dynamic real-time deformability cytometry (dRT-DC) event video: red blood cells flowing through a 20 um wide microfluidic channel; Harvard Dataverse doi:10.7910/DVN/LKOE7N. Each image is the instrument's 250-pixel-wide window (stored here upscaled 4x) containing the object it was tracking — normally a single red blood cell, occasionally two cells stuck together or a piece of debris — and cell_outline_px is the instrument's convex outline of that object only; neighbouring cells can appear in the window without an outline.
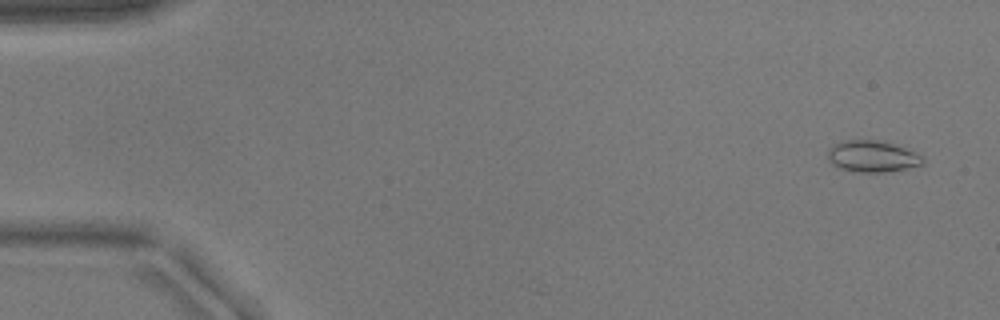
{"species": "common noctule bat (a hibernating species)", "species_latin": "Nyctalus noctula", "temperature_condition": "warm", "stored_images_in_passage": 8, "camera_frame_rate_fps": 3000, "um_per_image_px": 0.085, "animal": {"sex": "male", "body_mass_g": 17.9}, "frame": {"image": 1, "passage_image": 3, "time_ms": 0.667, "image_size_px": [1000, 320], "cell_outline_px": [[924, 164], [884, 172], [852, 172], [836, 168], [828, 160], [828, 148], [832, 144], [844, 140], [876, 140], [892, 144], [904, 148], [924, 156]], "centroid_in_image_um": [74.08, 13.3], "position_along_channel_um": 10.9, "area_um2": 17.51}}